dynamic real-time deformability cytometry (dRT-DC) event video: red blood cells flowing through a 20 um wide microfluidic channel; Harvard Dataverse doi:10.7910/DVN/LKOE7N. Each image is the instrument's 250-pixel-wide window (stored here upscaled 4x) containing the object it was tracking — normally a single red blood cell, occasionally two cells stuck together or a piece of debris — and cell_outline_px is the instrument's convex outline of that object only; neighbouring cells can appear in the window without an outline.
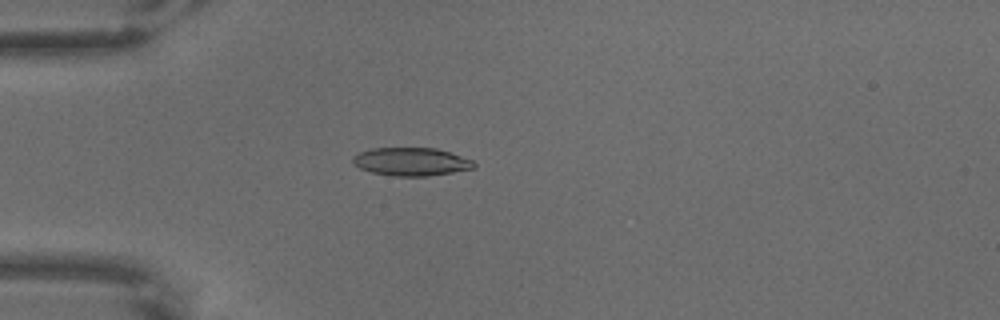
{"species": "common noctule bat (a hibernating species)", "species_latin": "Nyctalus noctula", "temperature_condition": "warm", "stored_images_in_passage": 5, "camera_frame_rate_fps": 3000, "um_per_image_px": 0.085, "animal": {"sex": "male", "body_mass_g": 18.8}, "frame": {"image": 1, "passage_image": 3, "time_ms": 0.667, "image_size_px": [1000, 320], "cell_outline_px": [[476, 168], [428, 176], [392, 176], [372, 172], [360, 168], [352, 164], [352, 156], [360, 152], [372, 148], [436, 148], [472, 160], [476, 164]], "centroid_in_image_um": [34.93, 13.75], "position_along_channel_um": 50.1, "area_um2": 19.83}}